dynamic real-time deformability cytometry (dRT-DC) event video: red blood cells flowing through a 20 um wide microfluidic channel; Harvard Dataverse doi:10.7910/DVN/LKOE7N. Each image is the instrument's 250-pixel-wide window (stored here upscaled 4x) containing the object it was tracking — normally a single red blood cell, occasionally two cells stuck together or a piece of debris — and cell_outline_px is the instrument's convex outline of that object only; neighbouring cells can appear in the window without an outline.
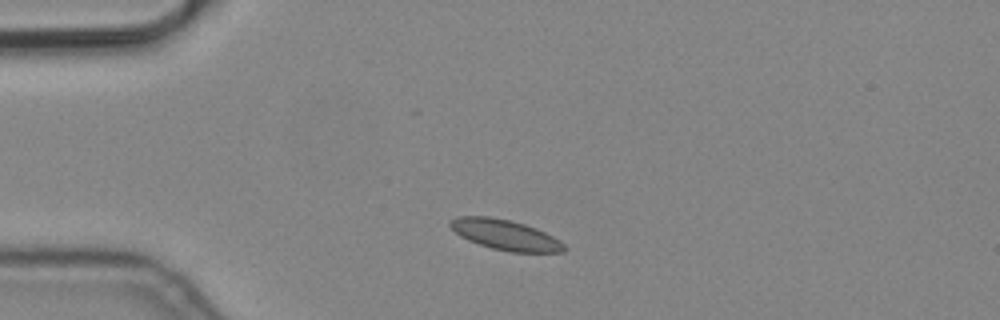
{"species": "common noctule bat (a hibernating species)", "species_latin": "Nyctalus noctula", "temperature_condition": "cold", "stored_images_in_passage": 2, "camera_frame_rate_fps": 3000, "um_per_image_px": 0.085, "animal": {"sex": "male", "body_mass_g": 19.2, "forearm_length_mm": 51.8}, "frame": {"image": 1, "passage_image": 1, "time_ms": 0.0, "image_size_px": [1000, 320], "cell_outline_px": [[568, 248], [564, 252], [512, 252], [492, 248], [468, 240], [460, 236], [448, 224], [448, 220], [456, 216], [488, 216], [512, 220], [536, 228], [560, 240]], "centroid_in_image_um": [42.94, 19.95], "position_along_channel_um": 42.1, "area_um2": 20.17}}